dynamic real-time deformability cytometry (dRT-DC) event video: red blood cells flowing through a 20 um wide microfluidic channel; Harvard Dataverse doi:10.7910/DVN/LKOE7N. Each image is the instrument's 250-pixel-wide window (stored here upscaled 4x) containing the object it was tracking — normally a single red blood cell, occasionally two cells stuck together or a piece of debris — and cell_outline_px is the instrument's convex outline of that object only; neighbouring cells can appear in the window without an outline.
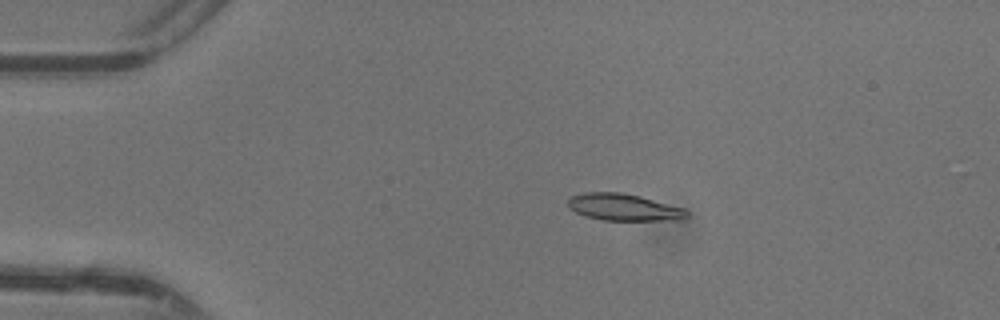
{"species": "common noctule bat (a hibernating species)", "species_latin": "Nyctalus noctula", "temperature_condition": "warm", "stored_images_in_passage": 46, "camera_frame_rate_fps": 3000, "um_per_image_px": 0.085, "animal": {"sex": "female"}, "frame": {"image": 1, "passage_image": 8, "time_ms": 2.333, "image_size_px": [1000, 320], "cell_outline_px": [[688, 216], [680, 220], [604, 220], [588, 216], [576, 212], [568, 208], [568, 200], [572, 196], [584, 192], [620, 192], [640, 196], [684, 208], [688, 212]], "centroid_in_image_um": [53.03, 17.61], "position_along_channel_um": 32.0, "area_um2": 18.5}}
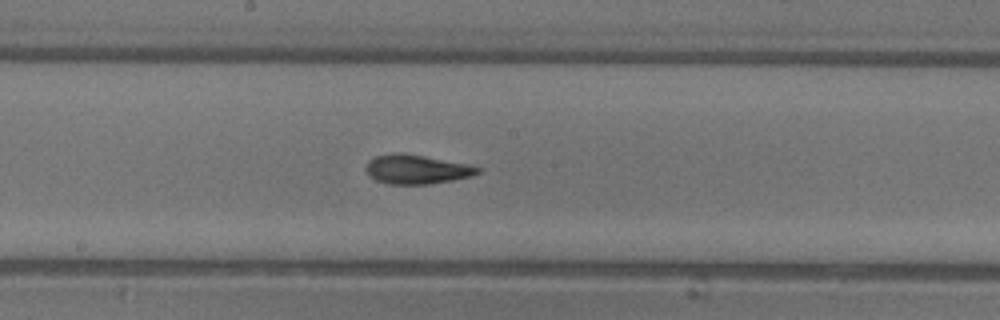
{"frame": {"image": 2, "passage_image": 24, "time_ms": 7.667, "image_size_px": [1000, 320], "cell_outline_px": [[480, 172], [472, 176], [452, 180], [428, 184], [388, 184], [376, 180], [364, 168], [368, 160], [376, 156], [400, 152], [404, 152], [468, 164], [480, 168]], "centroid_in_image_um": [35.41, 14.38], "position_along_channel_um": 212.8, "area_um2": 18.96}}
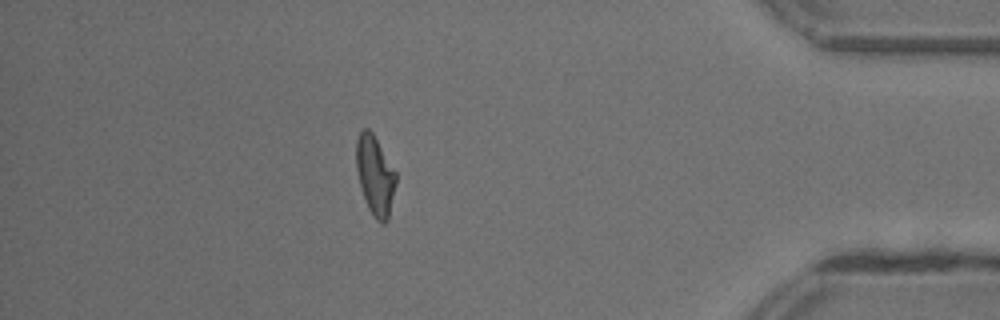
{"frame": {"image": 3, "passage_image": 40, "time_ms": 13.0, "image_size_px": [1000, 320], "cell_outline_px": [[396, 184], [388, 220], [384, 224], [380, 224], [372, 216], [368, 208], [360, 184], [356, 168], [356, 140], [360, 132], [364, 128], [368, 128], [372, 132], [396, 172]], "centroid_in_image_um": [31.88, 14.94], "position_along_channel_um": 403.3, "area_um2": 18.32}, "authors_computed_cell_mechanics": {"area_um2": 18.4093, "velocity_mm_per_s": 4.401, "shape_relaxation_time_tau1_ms": 4.3641, "shape_relaxation_time_tau2_ms": 2.362, "deformation_change_tau1": 0.1901, "deformation_change_tau2": 0.0989}}